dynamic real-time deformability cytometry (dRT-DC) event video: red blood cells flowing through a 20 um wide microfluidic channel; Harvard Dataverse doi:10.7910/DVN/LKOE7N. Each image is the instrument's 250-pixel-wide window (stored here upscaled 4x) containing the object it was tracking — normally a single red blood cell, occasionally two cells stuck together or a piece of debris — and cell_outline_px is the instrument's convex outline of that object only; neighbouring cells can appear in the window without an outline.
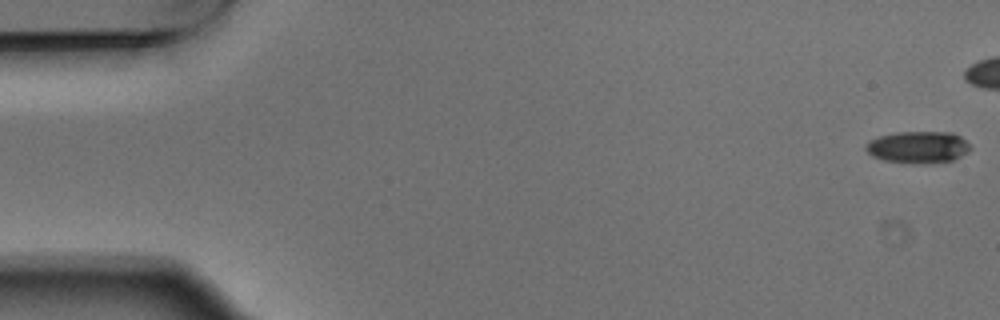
{"species": "Egyptian fruit bat (a non-hibernating species)", "species_latin": "Rousettus aegyptiacus", "temperature_condition": "warm", "stored_images_in_passage": 6, "camera_frame_rate_fps": 3000, "um_per_image_px": 0.085, "animal": {"sex": "male"}, "frame": {"image": 1, "passage_image": 1, "time_ms": 0.0, "image_size_px": [1000, 320], "cell_outline_px": [[972, 148], [968, 152], [952, 160], [920, 164], [884, 160], [872, 156], [864, 148], [864, 144], [880, 136], [900, 132], [952, 132], [960, 136]], "centroid_in_image_um": [78.04, 12.51], "position_along_channel_um": 7.0, "area_um2": 19.25}}
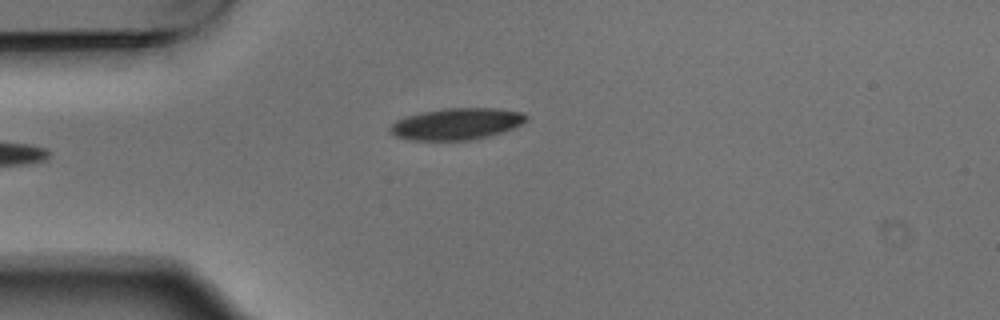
{"frame": {"image": 2, "passage_image": 6, "time_ms": 1.667, "image_size_px": [1000, 320], "cell_outline_px": [[528, 120], [512, 128], [476, 140], [408, 140], [396, 136], [388, 128], [396, 120], [408, 116], [424, 112], [444, 108], [496, 108], [520, 112], [528, 116]], "centroid_in_image_um": [38.81, 10.53], "position_along_channel_um": 46.2, "area_um2": 24.85}}